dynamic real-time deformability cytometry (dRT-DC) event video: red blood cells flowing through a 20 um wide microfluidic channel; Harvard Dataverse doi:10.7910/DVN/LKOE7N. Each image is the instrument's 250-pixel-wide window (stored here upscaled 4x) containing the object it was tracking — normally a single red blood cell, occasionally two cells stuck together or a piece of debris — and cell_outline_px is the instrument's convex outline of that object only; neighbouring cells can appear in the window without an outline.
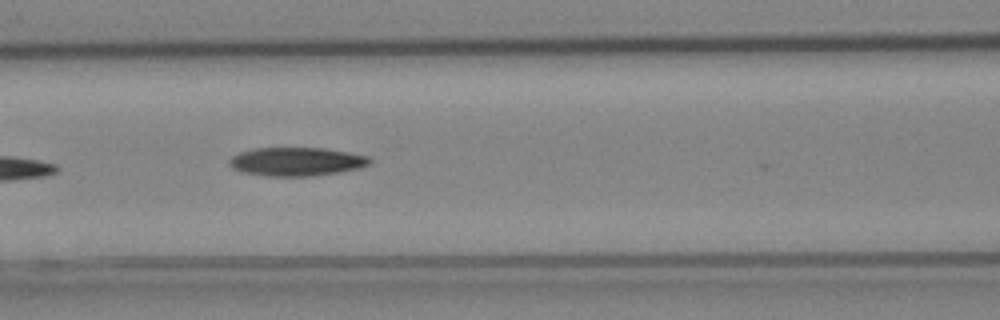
{"species": "Egyptian fruit bat (a non-hibernating species)", "species_latin": "Rousettus aegyptiacus", "temperature_condition": "cold", "stored_images_in_passage": 4, "camera_frame_rate_fps": 3000, "um_per_image_px": 0.085, "animal": {"sex": "female"}, "frame": {"image": 1, "passage_image": 3, "time_ms": 0.667, "image_size_px": [1000, 320], "cell_outline_px": [[372, 164], [360, 168], [340, 172], [312, 176], [268, 176], [244, 172], [232, 168], [228, 164], [228, 160], [232, 156], [240, 152], [252, 148], [324, 148], [348, 152], [368, 156], [372, 160]], "centroid_in_image_um": [25.22, 13.73], "position_along_channel_um": 141.4, "area_um2": 23.52}}